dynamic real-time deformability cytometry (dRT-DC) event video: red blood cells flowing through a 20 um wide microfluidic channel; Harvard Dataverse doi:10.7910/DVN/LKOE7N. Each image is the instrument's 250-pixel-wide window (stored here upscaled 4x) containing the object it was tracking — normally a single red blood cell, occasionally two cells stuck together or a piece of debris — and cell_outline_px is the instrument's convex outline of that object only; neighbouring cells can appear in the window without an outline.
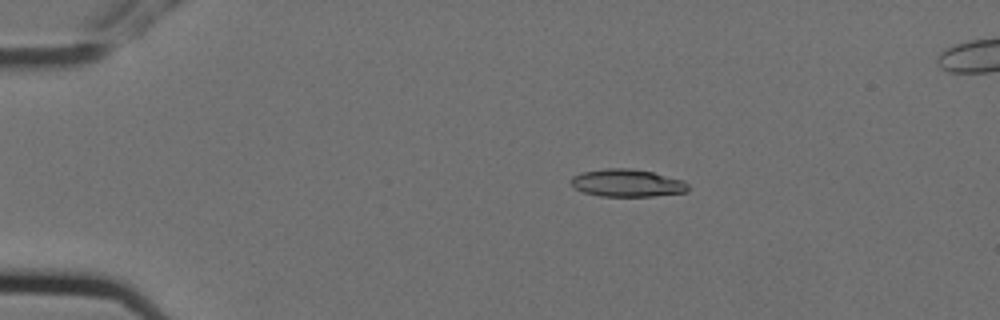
{"species": "Egyptian fruit bat (a non-hibernating species)", "species_latin": "Rousettus aegyptiacus", "temperature_condition": "cold", "stored_images_in_passage": 5, "camera_frame_rate_fps": 3000, "um_per_image_px": 0.085, "animal": {"sex": "female"}, "frame": {"image": 1, "passage_image": 3, "time_ms": 0.667, "image_size_px": [1000, 320], "cell_outline_px": [[688, 192], [652, 196], [600, 196], [584, 192], [576, 188], [568, 180], [572, 176], [580, 172], [604, 168], [632, 168], [652, 172], [684, 180], [688, 184]], "centroid_in_image_um": [53.3, 15.54], "position_along_channel_um": 31.7, "area_um2": 18.96}}